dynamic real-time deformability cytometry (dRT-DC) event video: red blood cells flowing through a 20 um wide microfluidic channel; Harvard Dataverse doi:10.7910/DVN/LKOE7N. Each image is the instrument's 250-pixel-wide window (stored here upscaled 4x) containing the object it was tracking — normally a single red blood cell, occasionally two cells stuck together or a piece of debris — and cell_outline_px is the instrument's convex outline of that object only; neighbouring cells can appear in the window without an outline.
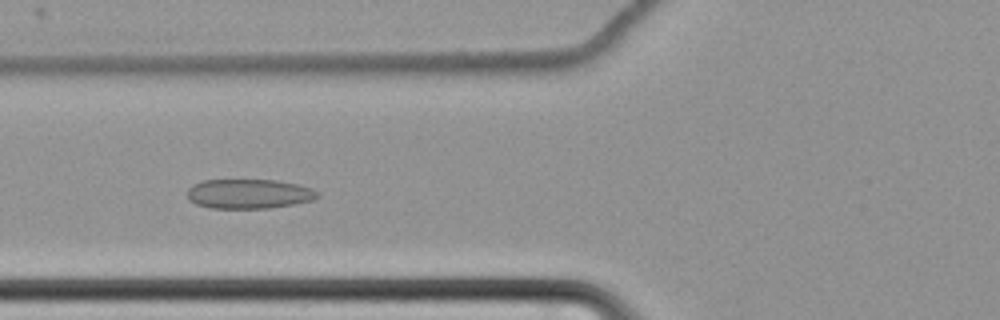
{"species": "common noctule bat (a hibernating species)", "species_latin": "Nyctalus noctula", "temperature_condition": "cold", "stored_images_in_passage": 65, "camera_frame_rate_fps": 3000, "um_per_image_px": 0.085, "animal": {"sex": "female", "body_mass_g": 22.7, "forearm_length_mm": 54.2}, "frame": {"image": 1, "passage_image": 29, "time_ms": 9.333, "image_size_px": [1000, 320], "cell_outline_px": [[320, 196], [312, 200], [292, 204], [268, 208], [212, 208], [196, 204], [188, 200], [188, 188], [192, 184], [204, 180], [276, 180], [296, 184], [312, 188], [320, 192]], "centroid_in_image_um": [21.15, 16.47], "position_along_channel_um": 104.6, "area_um2": 22.43}}
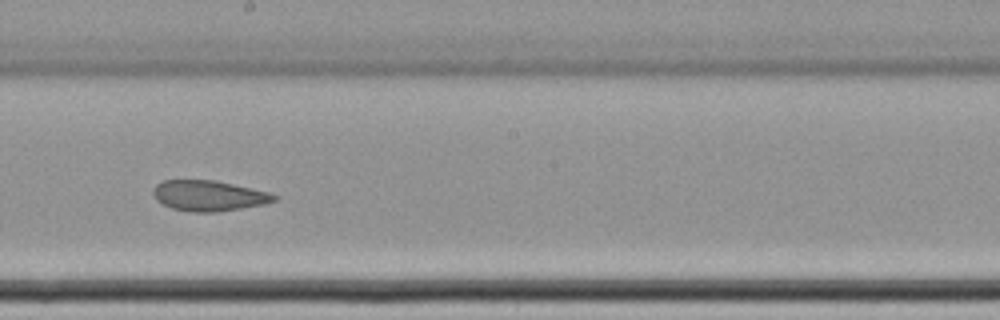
{"frame": {"image": 2, "passage_image": 40, "time_ms": 13.0, "image_size_px": [1000, 320], "cell_outline_px": [[280, 196], [276, 200], [264, 204], [216, 212], [188, 212], [172, 208], [156, 200], [152, 192], [152, 188], [160, 180], [216, 180], [268, 192]], "centroid_in_image_um": [17.71, 16.63], "position_along_channel_um": 230.5, "area_um2": 21.62}}
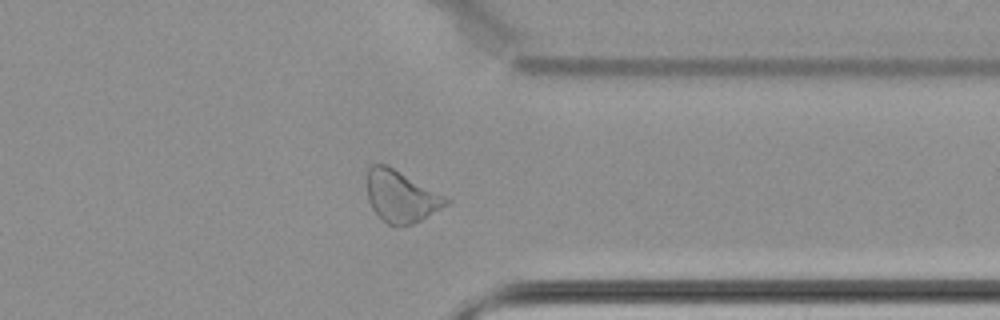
{"frame": {"image": 3, "passage_image": 53, "time_ms": 17.333, "image_size_px": [1000, 320], "cell_outline_px": [[452, 200], [448, 204], [420, 220], [412, 224], [400, 228], [396, 228], [388, 224], [376, 216], [368, 200], [368, 168], [372, 164], [384, 164], [448, 196]], "centroid_in_image_um": [34.1, 16.74], "position_along_channel_um": 377.3, "area_um2": 23.93}, "authors_computed_cell_mechanics": {"area_um2": 25.2008, "velocity_mm_per_s": 3.4333, "shape_relaxation_time_tau1_ms": null, "shape_relaxation_time_tau2_ms": 5.0849, "deformation_change_tau1": null, "deformation_change_tau2": 0.0989}}